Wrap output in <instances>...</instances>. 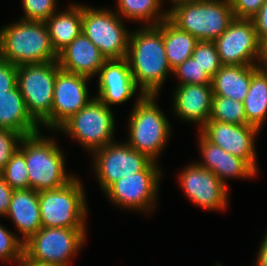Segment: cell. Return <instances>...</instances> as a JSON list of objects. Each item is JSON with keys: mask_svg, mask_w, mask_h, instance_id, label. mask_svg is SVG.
I'll return each mask as SVG.
<instances>
[{"mask_svg": "<svg viewBox=\"0 0 267 266\" xmlns=\"http://www.w3.org/2000/svg\"><path fill=\"white\" fill-rule=\"evenodd\" d=\"M58 61L17 66V86L31 117L42 127L51 130V109Z\"/></svg>", "mask_w": 267, "mask_h": 266, "instance_id": "cell-7", "label": "cell"}, {"mask_svg": "<svg viewBox=\"0 0 267 266\" xmlns=\"http://www.w3.org/2000/svg\"><path fill=\"white\" fill-rule=\"evenodd\" d=\"M168 1L172 4V3H179V2H193V1H205V0H168Z\"/></svg>", "mask_w": 267, "mask_h": 266, "instance_id": "cell-42", "label": "cell"}, {"mask_svg": "<svg viewBox=\"0 0 267 266\" xmlns=\"http://www.w3.org/2000/svg\"><path fill=\"white\" fill-rule=\"evenodd\" d=\"M172 74L178 78V85L186 84H211V78L193 57H189L183 63L172 70Z\"/></svg>", "mask_w": 267, "mask_h": 266, "instance_id": "cell-31", "label": "cell"}, {"mask_svg": "<svg viewBox=\"0 0 267 266\" xmlns=\"http://www.w3.org/2000/svg\"><path fill=\"white\" fill-rule=\"evenodd\" d=\"M115 117L111 108L95 97L57 130L68 134L88 152L115 141Z\"/></svg>", "mask_w": 267, "mask_h": 266, "instance_id": "cell-9", "label": "cell"}, {"mask_svg": "<svg viewBox=\"0 0 267 266\" xmlns=\"http://www.w3.org/2000/svg\"><path fill=\"white\" fill-rule=\"evenodd\" d=\"M262 238L263 239L256 256V263L253 266H267V232Z\"/></svg>", "mask_w": 267, "mask_h": 266, "instance_id": "cell-39", "label": "cell"}, {"mask_svg": "<svg viewBox=\"0 0 267 266\" xmlns=\"http://www.w3.org/2000/svg\"><path fill=\"white\" fill-rule=\"evenodd\" d=\"M82 185L75 177L65 186L38 192L42 227L87 228L88 205Z\"/></svg>", "mask_w": 267, "mask_h": 266, "instance_id": "cell-6", "label": "cell"}, {"mask_svg": "<svg viewBox=\"0 0 267 266\" xmlns=\"http://www.w3.org/2000/svg\"><path fill=\"white\" fill-rule=\"evenodd\" d=\"M257 37L262 46L267 41V0L261 5L259 12L251 18Z\"/></svg>", "mask_w": 267, "mask_h": 266, "instance_id": "cell-37", "label": "cell"}, {"mask_svg": "<svg viewBox=\"0 0 267 266\" xmlns=\"http://www.w3.org/2000/svg\"><path fill=\"white\" fill-rule=\"evenodd\" d=\"M214 43L222 65L260 63L261 45L251 19L235 18Z\"/></svg>", "mask_w": 267, "mask_h": 266, "instance_id": "cell-14", "label": "cell"}, {"mask_svg": "<svg viewBox=\"0 0 267 266\" xmlns=\"http://www.w3.org/2000/svg\"><path fill=\"white\" fill-rule=\"evenodd\" d=\"M0 174L13 190L29 189V175L25 157L18 149Z\"/></svg>", "mask_w": 267, "mask_h": 266, "instance_id": "cell-29", "label": "cell"}, {"mask_svg": "<svg viewBox=\"0 0 267 266\" xmlns=\"http://www.w3.org/2000/svg\"><path fill=\"white\" fill-rule=\"evenodd\" d=\"M163 40L171 70L192 57L198 42L194 36L179 29L168 18L163 21Z\"/></svg>", "mask_w": 267, "mask_h": 266, "instance_id": "cell-26", "label": "cell"}, {"mask_svg": "<svg viewBox=\"0 0 267 266\" xmlns=\"http://www.w3.org/2000/svg\"><path fill=\"white\" fill-rule=\"evenodd\" d=\"M6 217L10 218L24 243L42 228L38 192L29 189L14 190Z\"/></svg>", "mask_w": 267, "mask_h": 266, "instance_id": "cell-21", "label": "cell"}, {"mask_svg": "<svg viewBox=\"0 0 267 266\" xmlns=\"http://www.w3.org/2000/svg\"><path fill=\"white\" fill-rule=\"evenodd\" d=\"M16 83L17 66L0 57V95L13 89Z\"/></svg>", "mask_w": 267, "mask_h": 266, "instance_id": "cell-36", "label": "cell"}, {"mask_svg": "<svg viewBox=\"0 0 267 266\" xmlns=\"http://www.w3.org/2000/svg\"><path fill=\"white\" fill-rule=\"evenodd\" d=\"M89 78L60 69L56 74L51 109V130L57 129L94 97L89 96Z\"/></svg>", "mask_w": 267, "mask_h": 266, "instance_id": "cell-16", "label": "cell"}, {"mask_svg": "<svg viewBox=\"0 0 267 266\" xmlns=\"http://www.w3.org/2000/svg\"><path fill=\"white\" fill-rule=\"evenodd\" d=\"M178 179L180 187L192 204L209 211H223L227 208L228 186L197 162L185 166Z\"/></svg>", "mask_w": 267, "mask_h": 266, "instance_id": "cell-13", "label": "cell"}, {"mask_svg": "<svg viewBox=\"0 0 267 266\" xmlns=\"http://www.w3.org/2000/svg\"><path fill=\"white\" fill-rule=\"evenodd\" d=\"M243 104L247 125L261 131L267 117V70L258 67L252 73L250 88Z\"/></svg>", "mask_w": 267, "mask_h": 266, "instance_id": "cell-25", "label": "cell"}, {"mask_svg": "<svg viewBox=\"0 0 267 266\" xmlns=\"http://www.w3.org/2000/svg\"><path fill=\"white\" fill-rule=\"evenodd\" d=\"M208 121L247 125L243 102L220 95H213L212 111Z\"/></svg>", "mask_w": 267, "mask_h": 266, "instance_id": "cell-28", "label": "cell"}, {"mask_svg": "<svg viewBox=\"0 0 267 266\" xmlns=\"http://www.w3.org/2000/svg\"><path fill=\"white\" fill-rule=\"evenodd\" d=\"M259 67L267 70V41L261 46V59Z\"/></svg>", "mask_w": 267, "mask_h": 266, "instance_id": "cell-40", "label": "cell"}, {"mask_svg": "<svg viewBox=\"0 0 267 266\" xmlns=\"http://www.w3.org/2000/svg\"><path fill=\"white\" fill-rule=\"evenodd\" d=\"M173 114L181 121L199 124V130L209 120L212 111L211 84L178 85L173 92Z\"/></svg>", "mask_w": 267, "mask_h": 266, "instance_id": "cell-18", "label": "cell"}, {"mask_svg": "<svg viewBox=\"0 0 267 266\" xmlns=\"http://www.w3.org/2000/svg\"><path fill=\"white\" fill-rule=\"evenodd\" d=\"M168 19L198 41H215L235 19L230 0L172 3Z\"/></svg>", "mask_w": 267, "mask_h": 266, "instance_id": "cell-5", "label": "cell"}, {"mask_svg": "<svg viewBox=\"0 0 267 266\" xmlns=\"http://www.w3.org/2000/svg\"><path fill=\"white\" fill-rule=\"evenodd\" d=\"M18 266H58V265H51V264H40L37 262H32L27 260L25 257H22L19 261L15 263Z\"/></svg>", "mask_w": 267, "mask_h": 266, "instance_id": "cell-41", "label": "cell"}, {"mask_svg": "<svg viewBox=\"0 0 267 266\" xmlns=\"http://www.w3.org/2000/svg\"><path fill=\"white\" fill-rule=\"evenodd\" d=\"M58 0H22L24 17L22 20L45 22L57 12Z\"/></svg>", "mask_w": 267, "mask_h": 266, "instance_id": "cell-33", "label": "cell"}, {"mask_svg": "<svg viewBox=\"0 0 267 266\" xmlns=\"http://www.w3.org/2000/svg\"><path fill=\"white\" fill-rule=\"evenodd\" d=\"M254 65H223L211 78L213 95L243 102L250 88Z\"/></svg>", "mask_w": 267, "mask_h": 266, "instance_id": "cell-23", "label": "cell"}, {"mask_svg": "<svg viewBox=\"0 0 267 266\" xmlns=\"http://www.w3.org/2000/svg\"><path fill=\"white\" fill-rule=\"evenodd\" d=\"M68 7L45 21L51 45L57 54L82 32V4L72 3Z\"/></svg>", "mask_w": 267, "mask_h": 266, "instance_id": "cell-24", "label": "cell"}, {"mask_svg": "<svg viewBox=\"0 0 267 266\" xmlns=\"http://www.w3.org/2000/svg\"><path fill=\"white\" fill-rule=\"evenodd\" d=\"M198 145L202 160L197 163L213 172L226 186V179L253 178L257 172L244 160L210 142L200 131Z\"/></svg>", "mask_w": 267, "mask_h": 266, "instance_id": "cell-19", "label": "cell"}, {"mask_svg": "<svg viewBox=\"0 0 267 266\" xmlns=\"http://www.w3.org/2000/svg\"><path fill=\"white\" fill-rule=\"evenodd\" d=\"M132 30L127 60L132 77L144 95H159L160 89L172 74L163 40V21L156 26Z\"/></svg>", "mask_w": 267, "mask_h": 266, "instance_id": "cell-1", "label": "cell"}, {"mask_svg": "<svg viewBox=\"0 0 267 266\" xmlns=\"http://www.w3.org/2000/svg\"><path fill=\"white\" fill-rule=\"evenodd\" d=\"M158 95L139 93L128 119L129 136L125 141L131 148L158 161L170 139L171 125L157 104Z\"/></svg>", "mask_w": 267, "mask_h": 266, "instance_id": "cell-4", "label": "cell"}, {"mask_svg": "<svg viewBox=\"0 0 267 266\" xmlns=\"http://www.w3.org/2000/svg\"><path fill=\"white\" fill-rule=\"evenodd\" d=\"M106 60L83 32L58 54L60 69L89 79L98 74Z\"/></svg>", "mask_w": 267, "mask_h": 266, "instance_id": "cell-20", "label": "cell"}, {"mask_svg": "<svg viewBox=\"0 0 267 266\" xmlns=\"http://www.w3.org/2000/svg\"><path fill=\"white\" fill-rule=\"evenodd\" d=\"M163 0H117L116 13L126 20L145 22L144 26H156L168 18L163 12Z\"/></svg>", "mask_w": 267, "mask_h": 266, "instance_id": "cell-27", "label": "cell"}, {"mask_svg": "<svg viewBox=\"0 0 267 266\" xmlns=\"http://www.w3.org/2000/svg\"><path fill=\"white\" fill-rule=\"evenodd\" d=\"M113 9L82 5V32L106 59L127 57L131 32Z\"/></svg>", "mask_w": 267, "mask_h": 266, "instance_id": "cell-10", "label": "cell"}, {"mask_svg": "<svg viewBox=\"0 0 267 266\" xmlns=\"http://www.w3.org/2000/svg\"><path fill=\"white\" fill-rule=\"evenodd\" d=\"M87 228L42 227L23 245V257L40 264L70 266L85 244Z\"/></svg>", "mask_w": 267, "mask_h": 266, "instance_id": "cell-8", "label": "cell"}, {"mask_svg": "<svg viewBox=\"0 0 267 266\" xmlns=\"http://www.w3.org/2000/svg\"><path fill=\"white\" fill-rule=\"evenodd\" d=\"M93 168L103 192L115 181L143 171L153 160L126 142H112L92 152Z\"/></svg>", "mask_w": 267, "mask_h": 266, "instance_id": "cell-12", "label": "cell"}, {"mask_svg": "<svg viewBox=\"0 0 267 266\" xmlns=\"http://www.w3.org/2000/svg\"><path fill=\"white\" fill-rule=\"evenodd\" d=\"M22 137L18 132L0 128V172L18 149Z\"/></svg>", "mask_w": 267, "mask_h": 266, "instance_id": "cell-34", "label": "cell"}, {"mask_svg": "<svg viewBox=\"0 0 267 266\" xmlns=\"http://www.w3.org/2000/svg\"><path fill=\"white\" fill-rule=\"evenodd\" d=\"M192 57L210 78L223 66L214 41H198Z\"/></svg>", "mask_w": 267, "mask_h": 266, "instance_id": "cell-30", "label": "cell"}, {"mask_svg": "<svg viewBox=\"0 0 267 266\" xmlns=\"http://www.w3.org/2000/svg\"><path fill=\"white\" fill-rule=\"evenodd\" d=\"M41 133L23 136L18 146L25 157L29 188L37 192L65 186L76 177L66 172V159L54 137Z\"/></svg>", "mask_w": 267, "mask_h": 266, "instance_id": "cell-2", "label": "cell"}, {"mask_svg": "<svg viewBox=\"0 0 267 266\" xmlns=\"http://www.w3.org/2000/svg\"><path fill=\"white\" fill-rule=\"evenodd\" d=\"M24 243L0 223V261L15 264L23 257Z\"/></svg>", "mask_w": 267, "mask_h": 266, "instance_id": "cell-32", "label": "cell"}, {"mask_svg": "<svg viewBox=\"0 0 267 266\" xmlns=\"http://www.w3.org/2000/svg\"><path fill=\"white\" fill-rule=\"evenodd\" d=\"M210 142L233 156L244 159L257 173L255 138L260 133L251 125H236L219 121H207L199 130Z\"/></svg>", "mask_w": 267, "mask_h": 266, "instance_id": "cell-15", "label": "cell"}, {"mask_svg": "<svg viewBox=\"0 0 267 266\" xmlns=\"http://www.w3.org/2000/svg\"><path fill=\"white\" fill-rule=\"evenodd\" d=\"M98 93L95 98L107 107L132 99L138 86L132 77L127 58L107 59L98 72Z\"/></svg>", "mask_w": 267, "mask_h": 266, "instance_id": "cell-17", "label": "cell"}, {"mask_svg": "<svg viewBox=\"0 0 267 266\" xmlns=\"http://www.w3.org/2000/svg\"><path fill=\"white\" fill-rule=\"evenodd\" d=\"M161 172L157 162L152 161L143 171L115 181L103 193L113 205L147 214L157 204Z\"/></svg>", "mask_w": 267, "mask_h": 266, "instance_id": "cell-11", "label": "cell"}, {"mask_svg": "<svg viewBox=\"0 0 267 266\" xmlns=\"http://www.w3.org/2000/svg\"><path fill=\"white\" fill-rule=\"evenodd\" d=\"M0 57L15 66L58 61L46 23L22 19L0 29Z\"/></svg>", "mask_w": 267, "mask_h": 266, "instance_id": "cell-3", "label": "cell"}, {"mask_svg": "<svg viewBox=\"0 0 267 266\" xmlns=\"http://www.w3.org/2000/svg\"><path fill=\"white\" fill-rule=\"evenodd\" d=\"M265 0H230L234 17L237 19H251L254 17Z\"/></svg>", "mask_w": 267, "mask_h": 266, "instance_id": "cell-35", "label": "cell"}, {"mask_svg": "<svg viewBox=\"0 0 267 266\" xmlns=\"http://www.w3.org/2000/svg\"><path fill=\"white\" fill-rule=\"evenodd\" d=\"M13 191L14 190L5 182L4 178L0 174V217H6L10 207Z\"/></svg>", "mask_w": 267, "mask_h": 266, "instance_id": "cell-38", "label": "cell"}, {"mask_svg": "<svg viewBox=\"0 0 267 266\" xmlns=\"http://www.w3.org/2000/svg\"><path fill=\"white\" fill-rule=\"evenodd\" d=\"M0 128L18 132L22 136L40 132L41 127L28 113L17 85L0 95Z\"/></svg>", "mask_w": 267, "mask_h": 266, "instance_id": "cell-22", "label": "cell"}]
</instances>
